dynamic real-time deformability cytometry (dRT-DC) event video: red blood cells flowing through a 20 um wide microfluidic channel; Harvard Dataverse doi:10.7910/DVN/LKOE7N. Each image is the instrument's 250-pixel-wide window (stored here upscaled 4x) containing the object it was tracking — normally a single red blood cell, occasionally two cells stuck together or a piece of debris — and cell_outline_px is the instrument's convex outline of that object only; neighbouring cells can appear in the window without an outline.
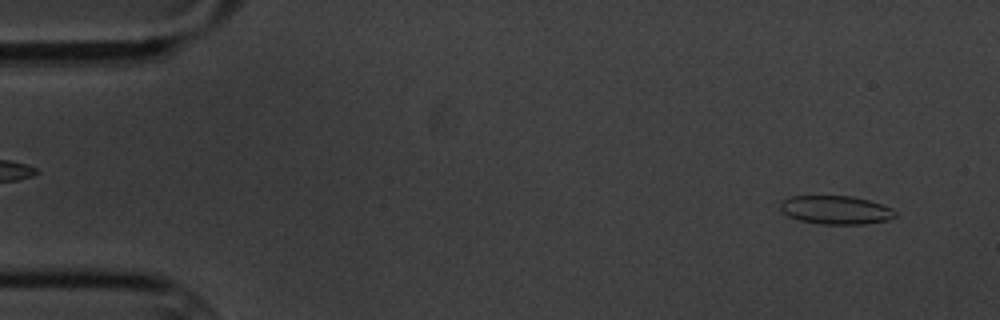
{"species": "common noctule bat (a hibernating species)", "species_latin": "Nyctalus noctula", "temperature_condition": "cold", "stored_images_in_passage": 6, "camera_frame_rate_fps": 3000, "um_per_image_px": 0.085, "animal": {"sex": "male", "body_mass_g": 20.1, "forearm_length_mm": 53.5}, "frame": {"image": 1, "passage_image": 1, "time_ms": 0.0, "image_size_px": [1000, 320], "cell_outline_px": [[896, 216], [888, 220], [864, 224], [820, 224], [800, 220], [788, 216], [780, 208], [780, 200], [792, 196], [852, 196], [868, 200], [892, 208], [896, 212]], "centroid_in_image_um": [71.04, 17.84], "position_along_channel_um": 14.0, "area_um2": 19.07}}
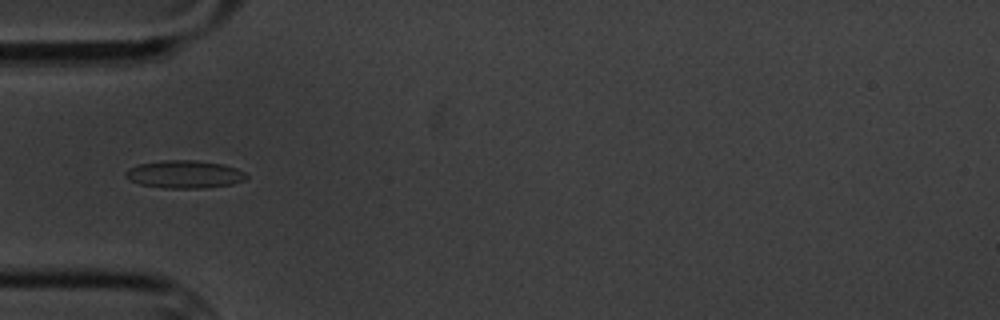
{"frame": {"image": 2, "passage_image": 5, "time_ms": 4.667, "image_size_px": [1000, 320], "cell_outline_px": [[248, 180], [232, 184], [204, 188], [164, 188], [140, 184], [128, 180], [124, 176], [124, 172], [128, 168], [140, 164], [164, 160], [196, 160], [224, 164], [236, 168], [244, 172], [248, 176]], "centroid_in_image_um": [15.69, 14.82], "position_along_channel_um": 69.3, "area_um2": 19.77}}
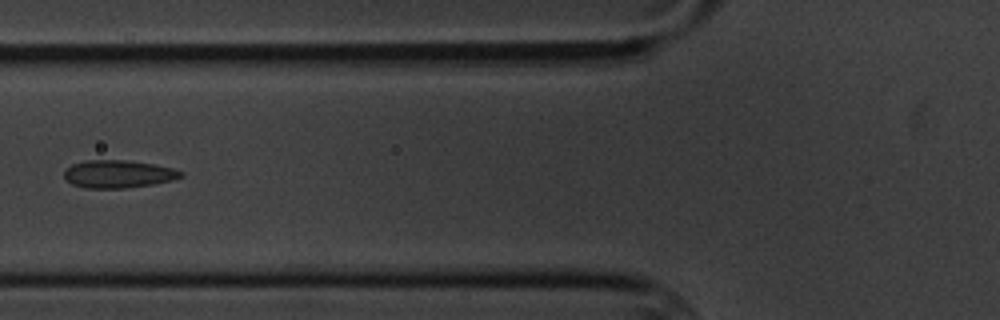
{"frame": {"image": 3, "passage_image": 6, "time_ms": 6.0, "image_size_px": [1000, 320], "cell_outline_px": [[184, 176], [172, 180], [152, 184], [124, 188], [84, 188], [72, 184], [64, 180], [64, 168], [72, 164], [84, 160], [124, 160], [152, 164], [172, 168], [184, 172]], "centroid_in_image_um": [10.0, 14.79], "position_along_channel_um": 115.8, "area_um2": 18.96}}